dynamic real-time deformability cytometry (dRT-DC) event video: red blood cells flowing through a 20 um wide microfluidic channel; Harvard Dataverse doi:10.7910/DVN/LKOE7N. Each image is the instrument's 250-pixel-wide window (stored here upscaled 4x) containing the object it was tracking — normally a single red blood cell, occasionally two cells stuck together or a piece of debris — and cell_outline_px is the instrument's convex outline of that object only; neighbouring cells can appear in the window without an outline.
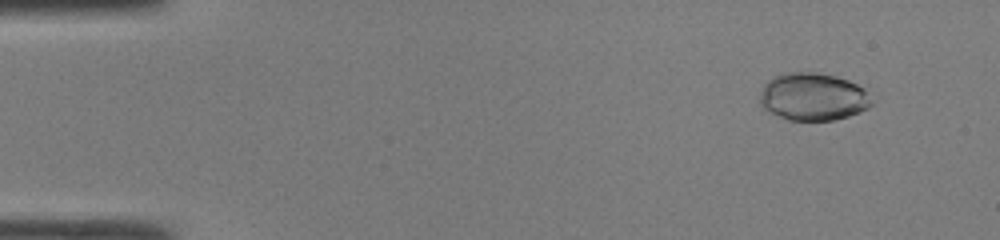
{"species": "common noctule bat (a hibernating species)", "species_latin": "Nyctalus noctula", "temperature_condition": "room temperature", "stored_images_in_passage": 44, "camera_frame_rate_fps": 3000, "um_per_image_px": 0.085, "animal": {"sex": "male", "body_mass_g": 19.0, "forearm_length_mm": 50.8}, "frame": {"image": 1, "passage_image": 2, "time_ms": 0.333, "image_size_px": [1000, 240], "cell_outline_px": [[872, 104], [868, 108], [860, 112], [836, 120], [788, 120], [768, 112], [760, 104], [760, 92], [764, 84], [768, 80], [776, 76], [788, 72], [816, 72], [836, 76], [848, 80], [864, 88], [872, 100]], "centroid_in_image_um": [69.1, 8.23], "position_along_channel_um": 15.9, "area_um2": 31.15}}
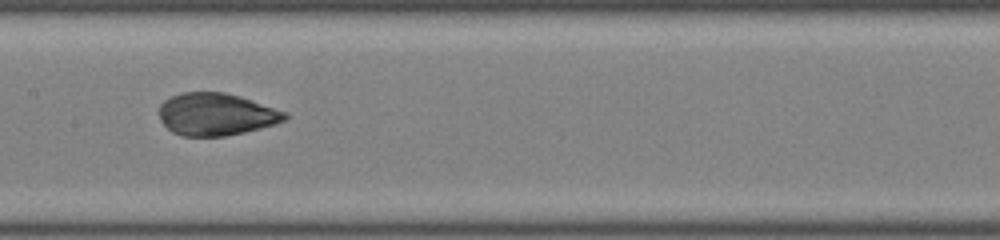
{"frame": {"image": 2, "passage_image": 22, "time_ms": 7.0, "image_size_px": [1000, 240], "cell_outline_px": [[288, 116], [284, 120], [276, 124], [244, 132], [224, 136], [184, 136], [172, 132], [160, 120], [160, 104], [164, 100], [180, 92], [224, 92], [240, 96], [288, 112]], "centroid_in_image_um": [18.38, 9.71], "position_along_channel_um": 189.0, "area_um2": 31.04}}
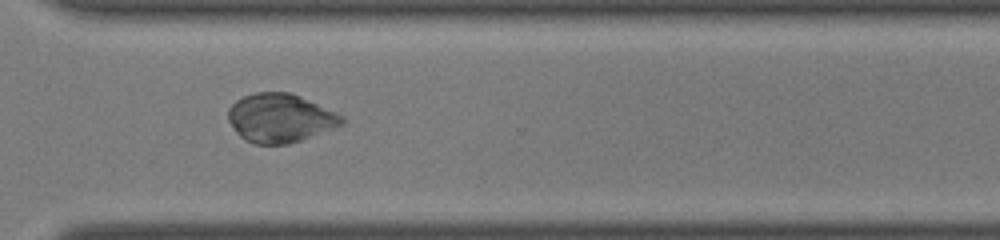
{"frame": {"image": 3, "passage_image": 33, "time_ms": 10.667, "image_size_px": [1000, 240], "cell_outline_px": [[344, 124], [300, 140], [288, 144], [252, 144], [244, 140], [236, 132], [228, 120], [228, 108], [236, 100], [244, 96], [256, 92], [292, 92], [336, 112], [344, 116]], "centroid_in_image_um": [23.8, 10.03], "position_along_channel_um": 346.8, "area_um2": 32.31}}